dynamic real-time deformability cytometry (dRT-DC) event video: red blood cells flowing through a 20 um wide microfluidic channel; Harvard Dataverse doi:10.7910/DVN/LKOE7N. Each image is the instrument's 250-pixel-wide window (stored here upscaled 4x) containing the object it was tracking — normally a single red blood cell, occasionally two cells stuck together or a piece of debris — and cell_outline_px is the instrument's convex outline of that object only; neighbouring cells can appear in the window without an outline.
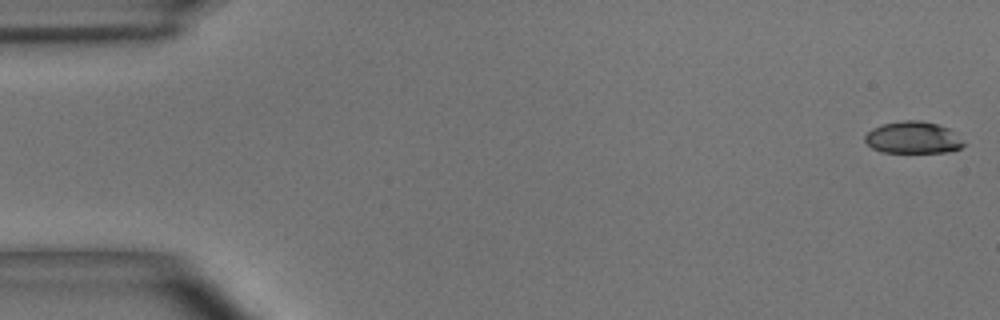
{"species": "common noctule bat (a hibernating species)", "species_latin": "Nyctalus noctula", "temperature_condition": "room temperature", "stored_images_in_passage": 9, "camera_frame_rate_fps": 3000, "um_per_image_px": 0.085, "animal": {"sex": "male", "body_mass_g": 15.6}, "frame": {"image": 1, "passage_image": 1, "time_ms": 0.0, "image_size_px": [1000, 320], "cell_outline_px": [[964, 144], [960, 148], [948, 152], [880, 152], [872, 148], [864, 140], [864, 136], [872, 128], [884, 124], [904, 120], [920, 120], [936, 124], [948, 128]], "centroid_in_image_um": [77.55, 11.7], "position_along_channel_um": 7.5, "area_um2": 18.09}}